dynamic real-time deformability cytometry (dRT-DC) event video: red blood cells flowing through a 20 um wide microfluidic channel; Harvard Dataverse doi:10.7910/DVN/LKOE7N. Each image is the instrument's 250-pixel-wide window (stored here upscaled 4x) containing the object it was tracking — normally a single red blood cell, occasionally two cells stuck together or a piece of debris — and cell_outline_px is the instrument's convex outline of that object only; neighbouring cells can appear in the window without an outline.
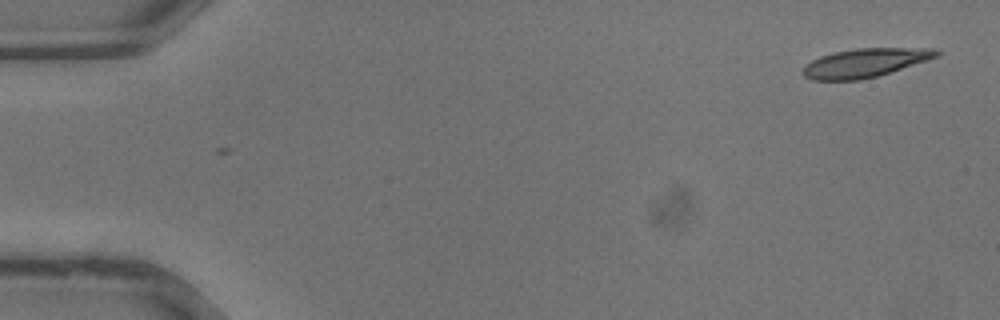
{"species": "common noctule bat (a hibernating species)", "species_latin": "Nyctalus noctula", "temperature_condition": "warm", "stored_images_in_passage": 2, "camera_frame_rate_fps": 3000, "um_per_image_px": 0.085, "animal": {"sex": "male", "body_mass_g": 13.3}, "frame": {"image": 1, "passage_image": 2, "time_ms": 0.333, "image_size_px": [1000, 320], "cell_outline_px": [[940, 56], [928, 60], [876, 76], [860, 80], [812, 80], [804, 76], [800, 72], [804, 64], [820, 56], [832, 52], [856, 48], [932, 48], [940, 52]], "centroid_in_image_um": [73.47, 5.34], "position_along_channel_um": 11.5, "area_um2": 22.48}}